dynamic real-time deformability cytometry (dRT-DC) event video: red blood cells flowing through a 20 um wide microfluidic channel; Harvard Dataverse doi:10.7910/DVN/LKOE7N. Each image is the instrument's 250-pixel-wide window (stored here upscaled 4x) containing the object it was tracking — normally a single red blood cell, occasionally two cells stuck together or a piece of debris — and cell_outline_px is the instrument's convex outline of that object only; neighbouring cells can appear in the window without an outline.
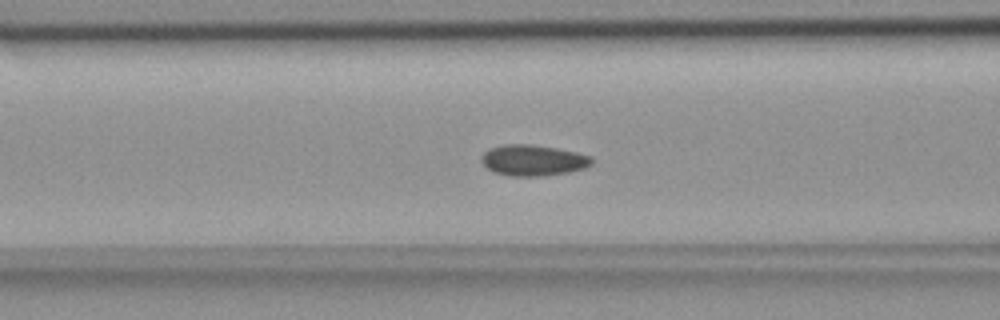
{"species": "common noctule bat (a hibernating species)", "species_latin": "Nyctalus noctula", "temperature_condition": "room temperature", "stored_images_in_passage": 43, "camera_frame_rate_fps": 3000, "um_per_image_px": 0.085, "animal": {"sex": "female", "body_mass_g": 18.4}, "frame": {"image": 1, "passage_image": 9, "time_ms": 2.667, "image_size_px": [1000, 320], "cell_outline_px": [[592, 164], [584, 168], [568, 172], [540, 176], [508, 176], [492, 172], [480, 160], [480, 156], [488, 148], [504, 144], [532, 144], [556, 148], [576, 152], [592, 156]], "centroid_in_image_um": [45.27, 13.62], "position_along_channel_um": 121.3, "area_um2": 20.06}}
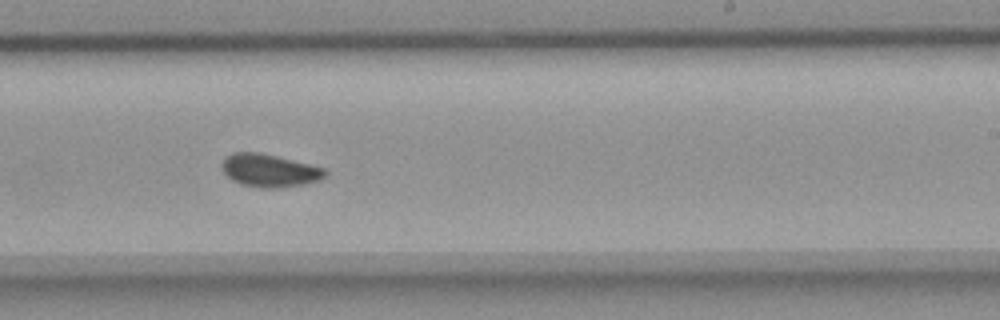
{"frame": {"image": 2, "passage_image": 21, "time_ms": 6.667, "image_size_px": [1000, 320], "cell_outline_px": [[328, 172], [320, 180], [304, 184], [284, 188], [260, 188], [240, 184], [232, 180], [220, 168], [224, 156], [232, 152], [260, 152], [324, 168]], "centroid_in_image_um": [22.86, 14.5], "position_along_channel_um": 266.1, "area_um2": 19.94}}
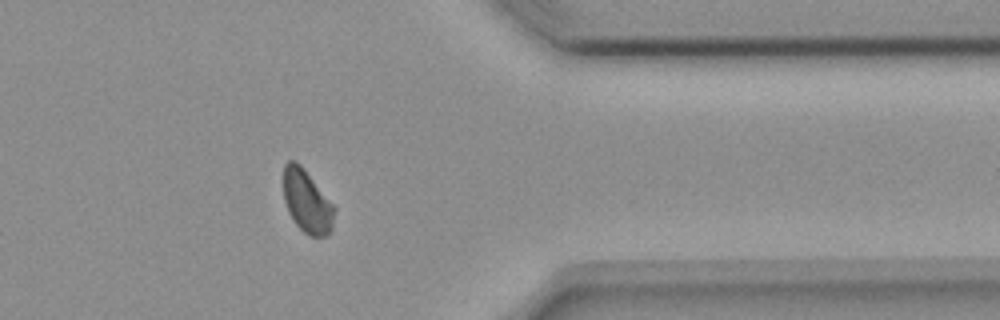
{"frame": {"image": 3, "passage_image": 32, "time_ms": 10.333, "image_size_px": [1000, 320], "cell_outline_px": [[336, 208], [332, 228], [324, 236], [308, 236], [296, 224], [288, 212], [284, 200], [284, 164], [288, 160], [296, 160], [304, 168]], "centroid_in_image_um": [26.09, 17.1], "position_along_channel_um": 385.3, "area_um2": 18.61}, "authors_computed_cell_mechanics": {"area_um2": 19.4208, "velocity_mm_per_s": 3.6336, "shape_relaxation_time_tau1_ms": null, "shape_relaxation_time_tau2_ms": 2.095, "deformation_change_tau1": null, "deformation_change_tau2": 0.0502}}